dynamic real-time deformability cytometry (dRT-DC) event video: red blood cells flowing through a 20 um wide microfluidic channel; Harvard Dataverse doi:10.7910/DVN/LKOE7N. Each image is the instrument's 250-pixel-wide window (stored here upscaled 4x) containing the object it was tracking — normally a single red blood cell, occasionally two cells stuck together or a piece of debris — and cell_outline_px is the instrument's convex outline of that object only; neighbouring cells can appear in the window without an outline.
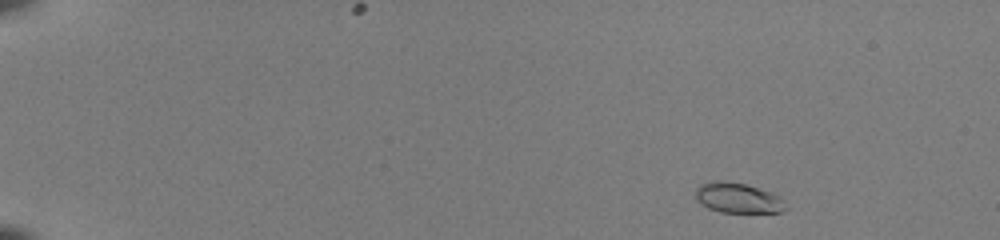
{"species": "common noctule bat (a hibernating species)", "species_latin": "Nyctalus noctula", "temperature_condition": "room temperature", "stored_images_in_passage": 47, "camera_frame_rate_fps": 3000, "um_per_image_px": 0.085, "animal": {"sex": "female", "body_mass_g": 22.0, "forearm_length_mm": 56.7}, "frame": {"image": 1, "passage_image": 2, "time_ms": 0.333, "image_size_px": [1000, 240], "cell_outline_px": [[788, 208], [780, 212], [720, 212], [708, 208], [696, 200], [696, 188], [700, 184], [716, 180], [720, 180], [744, 184], [772, 192], [780, 196], [784, 200]], "centroid_in_image_um": [62.74, 16.82], "position_along_channel_um": 22.3, "area_um2": 15.9}}
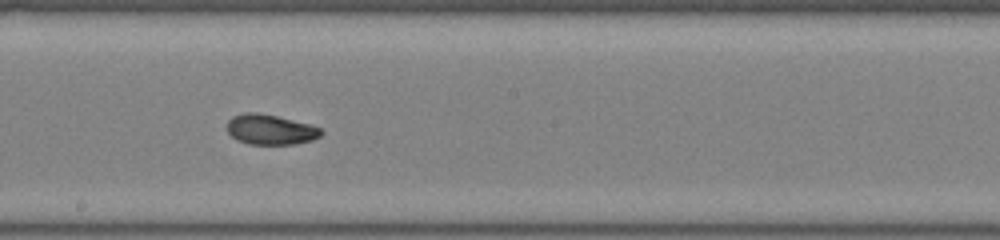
{"frame": {"image": 2, "passage_image": 27, "time_ms": 8.667, "image_size_px": [1000, 240], "cell_outline_px": [[324, 132], [320, 136], [312, 140], [292, 144], [248, 144], [236, 140], [224, 128], [228, 120], [232, 116], [244, 112], [256, 112], [276, 116], [308, 124], [320, 128]], "centroid_in_image_um": [22.92, 11.01], "position_along_channel_um": 225.3, "area_um2": 16.59}}
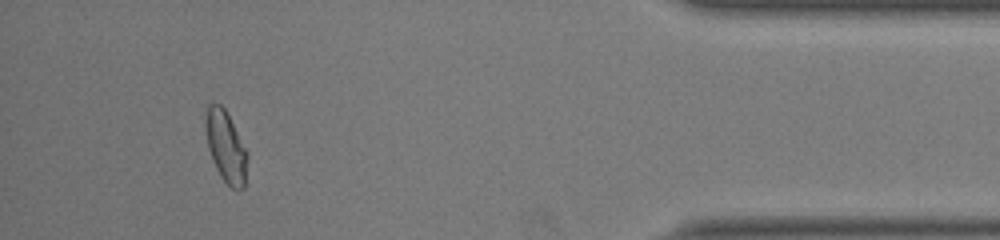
{"frame": {"image": 3, "passage_image": 44, "time_ms": 14.333, "image_size_px": [1000, 240], "cell_outline_px": [[248, 156], [244, 188], [232, 188], [220, 176], [212, 160], [208, 148], [204, 128], [204, 116], [208, 104], [212, 100], [220, 104], [224, 108], [248, 152]], "centroid_in_image_um": [19.16, 12.41], "position_along_channel_um": 416.0, "area_um2": 17.57}, "authors_computed_cell_mechanics": {"area_um2": 16.473, "velocity_mm_per_s": 4.0933, "shape_relaxation_time_tau1_ms": 4.7126, "shape_relaxation_time_tau2_ms": 1.8596, "deformation_change_tau1": 0.1764, "deformation_change_tau2": 0.0603}}